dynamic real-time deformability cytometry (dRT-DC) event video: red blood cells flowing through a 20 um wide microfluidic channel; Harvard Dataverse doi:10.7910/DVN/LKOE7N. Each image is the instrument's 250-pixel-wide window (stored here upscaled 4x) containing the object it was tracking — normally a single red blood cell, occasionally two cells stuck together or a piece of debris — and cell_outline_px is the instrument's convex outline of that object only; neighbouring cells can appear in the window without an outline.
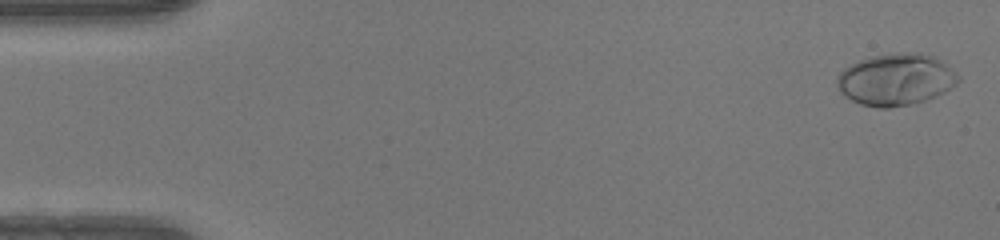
{"species": "human", "species_latin": "Homo sapiens", "temperature_condition": "warm", "stored_images_in_passage": 50, "camera_frame_rate_fps": 3000, "um_per_image_px": 0.085, "donor": {"sex": "female"}, "frame": {"image": 1, "passage_image": 2, "time_ms": 0.333, "image_size_px": [1000, 240], "cell_outline_px": [[960, 80], [956, 84], [944, 92], [936, 96], [912, 104], [888, 108], [876, 108], [860, 104], [844, 96], [836, 88], [836, 76], [844, 68], [868, 56], [892, 52], [920, 52], [932, 56], [940, 60], [960, 76]], "centroid_in_image_um": [76.11, 6.75], "position_along_channel_um": 8.9, "area_um2": 36.99}}
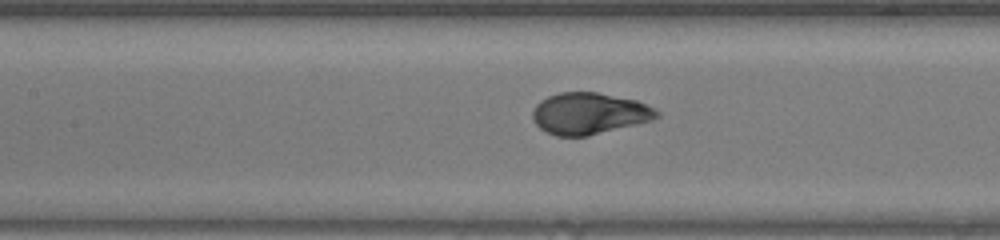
{"frame": {"image": 2, "passage_image": 23, "time_ms": 7.333, "image_size_px": [1000, 240], "cell_outline_px": [[660, 116], [652, 120], [588, 136], [556, 136], [540, 128], [532, 120], [532, 112], [536, 104], [540, 100], [548, 96], [560, 92], [596, 92], [636, 100], [656, 108], [660, 112]], "centroid_in_image_um": [50.08, 9.64], "position_along_channel_um": 157.3, "area_um2": 30.11}}
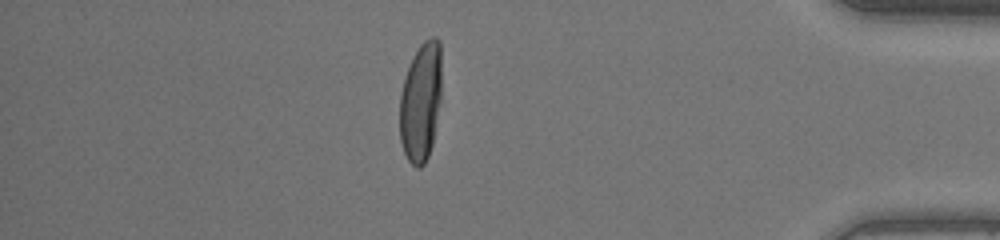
{"frame": {"image": 3, "passage_image": 43, "time_ms": 14.0, "image_size_px": [1000, 240], "cell_outline_px": [[440, 104], [432, 144], [428, 156], [424, 164], [420, 168], [416, 168], [408, 160], [404, 152], [400, 140], [400, 92], [404, 76], [412, 56], [420, 44], [424, 40], [432, 36], [436, 36], [440, 40]], "centroid_in_image_um": [35.75, 8.64], "position_along_channel_um": 399.4, "area_um2": 29.3}, "authors_computed_cell_mechanics": {"area_um2": 30.5184, "velocity_mm_per_s": 4.2316, "shape_relaxation_time_tau1_ms": 3.4531, "shape_relaxation_time_tau2_ms": null, "deformation_change_tau1": 0.2326, "deformation_change_tau2": null}}